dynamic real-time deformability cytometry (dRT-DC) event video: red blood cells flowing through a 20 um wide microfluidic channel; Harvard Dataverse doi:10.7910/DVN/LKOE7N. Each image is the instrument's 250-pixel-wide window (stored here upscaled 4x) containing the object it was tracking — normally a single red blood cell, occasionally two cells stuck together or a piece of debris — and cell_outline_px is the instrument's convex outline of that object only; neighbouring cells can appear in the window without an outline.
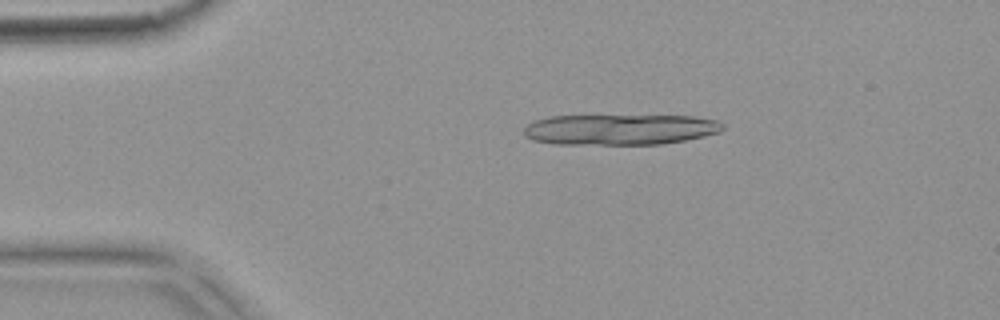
{"species": "common noctule bat (a hibernating species)", "species_latin": "Nyctalus noctula", "temperature_condition": "warm", "stored_images_in_passage": 5, "camera_frame_rate_fps": 3000, "um_per_image_px": 0.085, "animal": {"sex": "female", "body_mass_g": 18.4}, "frame": {"image": 1, "passage_image": 3, "time_ms": 0.667, "image_size_px": [1000, 320], "cell_outline_px": [[724, 128], [720, 132], [684, 140], [660, 144], [556, 144], [532, 140], [524, 136], [524, 128], [528, 124], [536, 120], [548, 116], [692, 116], [716, 120], [724, 124]], "centroid_in_image_um": [52.68, 11.0], "position_along_channel_um": 32.3, "area_um2": 35.43}}
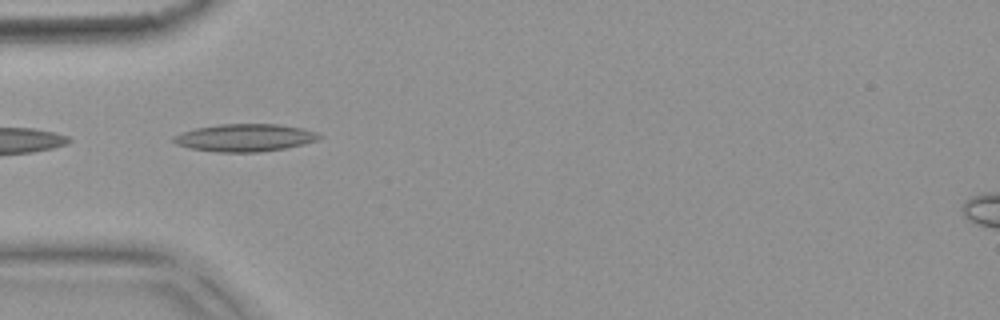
{"frame": {"image": 2, "passage_image": 5, "time_ms": 1.333, "image_size_px": [1000, 320], "cell_outline_px": [[324, 136], [316, 140], [304, 144], [284, 148], [256, 152], [220, 152], [188, 148], [176, 144], [172, 140], [172, 136], [196, 128], [220, 124], [280, 124], [300, 128], [316, 132]], "centroid_in_image_um": [20.8, 11.7], "position_along_channel_um": 64.2, "area_um2": 23.24}}